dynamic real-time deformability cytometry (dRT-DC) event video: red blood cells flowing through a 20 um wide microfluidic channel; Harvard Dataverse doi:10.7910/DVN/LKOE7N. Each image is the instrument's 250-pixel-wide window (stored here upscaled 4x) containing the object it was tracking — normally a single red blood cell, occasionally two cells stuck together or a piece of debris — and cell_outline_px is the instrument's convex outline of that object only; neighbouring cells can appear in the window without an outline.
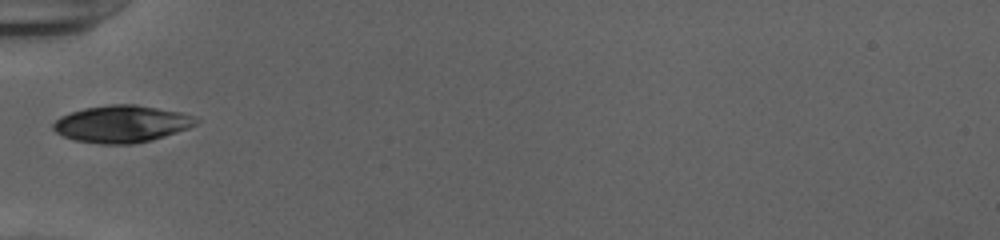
{"species": "human", "species_latin": "Homo sapiens", "temperature_condition": "cold", "stored_images_in_passage": 34, "camera_frame_rate_fps": 3000, "um_per_image_px": 0.085, "donor": {"sex": "female"}, "frame": {"image": 1, "passage_image": 1, "time_ms": 0.0, "image_size_px": [1000, 240], "cell_outline_px": [[200, 120], [196, 124], [188, 128], [152, 140], [132, 144], [100, 144], [72, 140], [56, 132], [52, 128], [52, 124], [60, 116], [84, 108], [112, 104], [136, 104], [180, 112], [196, 116]], "centroid_in_image_um": [10.34, 10.53], "position_along_channel_um": 74.7, "area_um2": 30.92}}
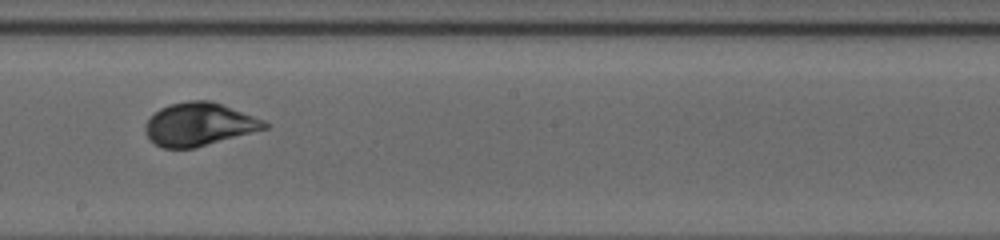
{"frame": {"image": 2, "passage_image": 13, "time_ms": 4.0, "image_size_px": [1000, 240], "cell_outline_px": [[268, 128], [196, 148], [164, 148], [148, 140], [144, 132], [144, 124], [160, 108], [168, 104], [188, 100], [212, 100], [264, 120], [268, 124]], "centroid_in_image_um": [16.9, 10.57], "position_along_channel_um": 231.3, "area_um2": 30.11}}
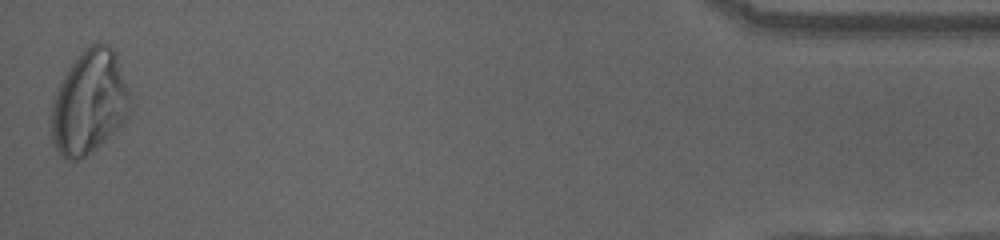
{"frame": {"image": 3, "passage_image": 34, "time_ms": 11.0, "image_size_px": [1000, 240], "cell_outline_px": [[128, 112], [124, 120], [92, 152], [76, 160], [68, 160], [60, 156], [52, 140], [48, 116], [56, 88], [76, 56], [88, 44], [104, 44], [112, 48], [116, 52], [128, 92]], "centroid_in_image_um": [7.5, 8.7], "position_along_channel_um": 427.7, "area_um2": 47.4}, "authors_computed_cell_mechanics": {"area_um2": 30.345, "velocity_mm_per_s": 3.9208, "shape_relaxation_time_tau1_ms": 2.5758, "shape_relaxation_time_tau2_ms": null, "deformation_change_tau1": 0.1253, "deformation_change_tau2": null}}